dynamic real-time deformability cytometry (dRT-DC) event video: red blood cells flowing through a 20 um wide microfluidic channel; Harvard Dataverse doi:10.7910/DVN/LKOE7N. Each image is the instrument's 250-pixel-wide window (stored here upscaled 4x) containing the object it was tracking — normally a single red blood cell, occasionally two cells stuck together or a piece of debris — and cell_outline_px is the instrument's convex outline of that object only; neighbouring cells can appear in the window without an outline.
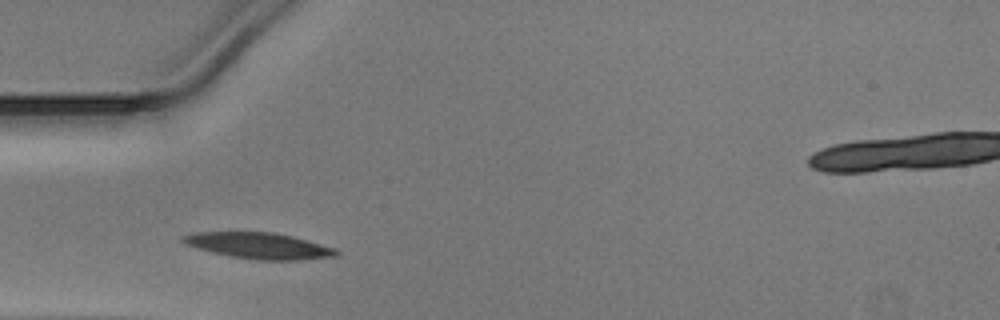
{"species": "Egyptian fruit bat (a non-hibernating species)", "species_latin": "Rousettus aegyptiacus", "temperature_condition": "warm", "stored_images_in_passage": 25, "camera_frame_rate_fps": 3000, "um_per_image_px": 0.085, "animal": {"sex": "male"}, "frame": {"image": 1, "passage_image": 1, "time_ms": 0.0, "image_size_px": [1000, 320], "cell_outline_px": [[340, 252], [336, 256], [300, 260], [256, 260], [232, 256], [212, 252], [196, 248], [184, 244], [180, 240], [180, 236], [196, 232], [276, 232], [308, 240], [336, 248]], "centroid_in_image_um": [22.0, 20.88], "position_along_channel_um": 63.0, "area_um2": 23.47}}
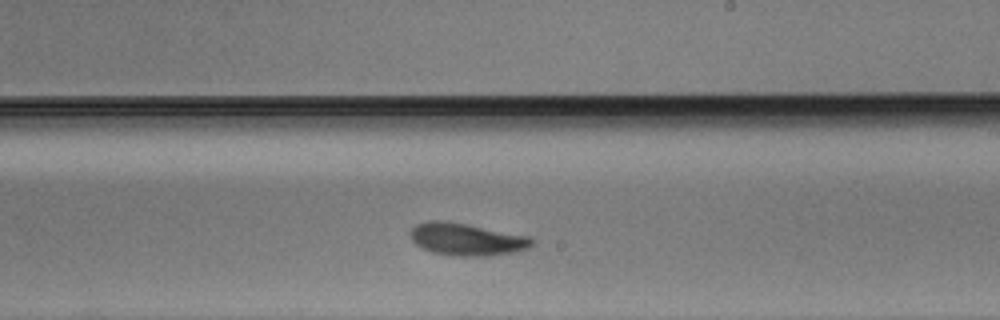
{"frame": {"image": 2, "passage_image": 15, "time_ms": 4.667, "image_size_px": [1000, 320], "cell_outline_px": [[536, 244], [528, 248], [512, 252], [488, 256], [452, 256], [432, 252], [416, 244], [412, 240], [412, 228], [416, 224], [428, 220], [444, 220], [532, 236], [536, 240]], "centroid_in_image_um": [39.73, 20.34], "position_along_channel_um": 249.3, "area_um2": 23.06}}
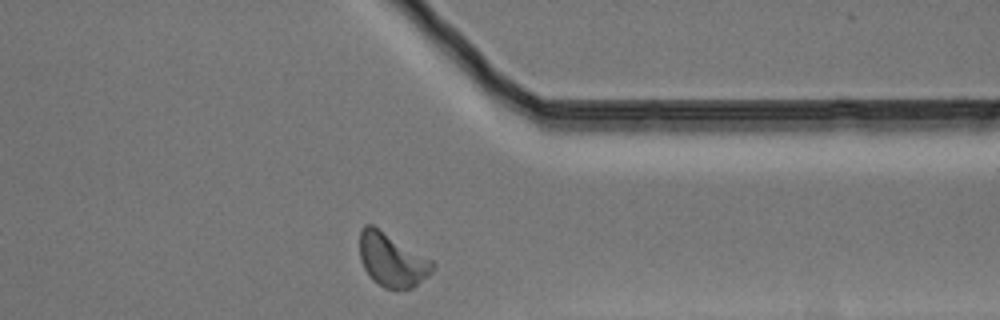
{"frame": {"image": 3, "passage_image": 25, "time_ms": 8.0, "image_size_px": [1000, 320], "cell_outline_px": [[436, 264], [432, 272], [428, 276], [412, 288], [384, 288], [372, 280], [364, 268], [360, 256], [360, 228], [364, 224], [372, 224], [432, 260]], "centroid_in_image_um": [33.31, 22.08], "position_along_channel_um": 378.1, "area_um2": 22.6}}